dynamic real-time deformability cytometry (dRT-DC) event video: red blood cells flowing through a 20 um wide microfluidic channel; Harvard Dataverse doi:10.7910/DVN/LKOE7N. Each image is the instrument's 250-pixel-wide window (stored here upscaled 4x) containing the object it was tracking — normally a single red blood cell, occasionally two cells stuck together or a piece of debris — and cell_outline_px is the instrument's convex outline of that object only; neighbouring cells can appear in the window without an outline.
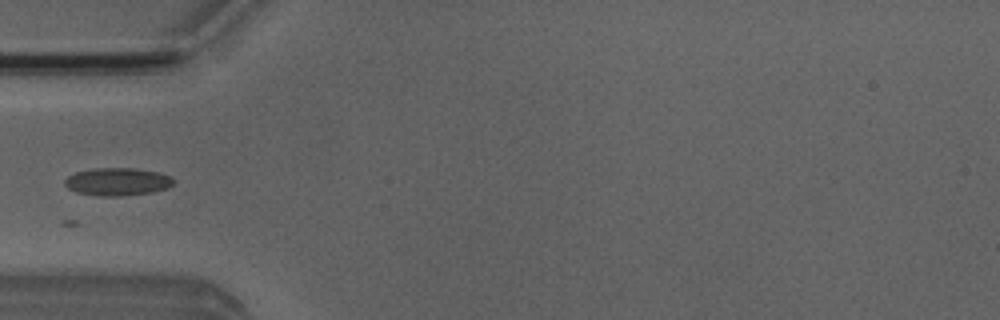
{"species": "Egyptian fruit bat (a non-hibernating species)", "species_latin": "Rousettus aegyptiacus", "temperature_condition": "room temperature", "stored_images_in_passage": 6, "camera_frame_rate_fps": 3000, "um_per_image_px": 0.085, "animal": {"sex": "male"}, "frame": {"image": 1, "passage_image": 5, "time_ms": 4.667, "image_size_px": [1000, 320], "cell_outline_px": [[176, 180], [168, 188], [152, 192], [120, 196], [96, 196], [76, 192], [68, 188], [64, 184], [64, 180], [68, 176], [76, 172], [92, 168], [132, 168], [156, 172], [172, 176]], "centroid_in_image_um": [9.98, 15.45], "position_along_channel_um": 75.0, "area_um2": 17.69}}